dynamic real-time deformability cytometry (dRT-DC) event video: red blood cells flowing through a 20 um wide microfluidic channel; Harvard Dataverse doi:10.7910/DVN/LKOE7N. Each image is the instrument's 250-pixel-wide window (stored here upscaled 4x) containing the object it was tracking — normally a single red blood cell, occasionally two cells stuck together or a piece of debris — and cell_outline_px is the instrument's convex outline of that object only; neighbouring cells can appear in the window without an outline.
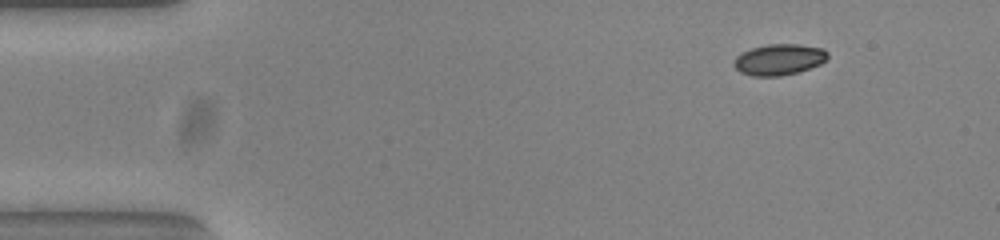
{"species": "common noctule bat (a hibernating species)", "species_latin": "Nyctalus noctula", "temperature_condition": "warm", "stored_images_in_passage": 49, "camera_frame_rate_fps": 3000, "um_per_image_px": 0.085, "animal": {"sex": "female", "body_mass_g": 23.0, "forearm_length_mm": 53.4}, "frame": {"image": 1, "passage_image": 1, "time_ms": 0.0, "image_size_px": [1000, 240], "cell_outline_px": [[828, 56], [820, 64], [796, 72], [780, 76], [752, 76], [740, 72], [732, 64], [736, 56], [752, 48], [768, 44], [796, 44], [824, 48], [828, 52]], "centroid_in_image_um": [66.2, 5.06], "position_along_channel_um": 18.8, "area_um2": 16.82}}
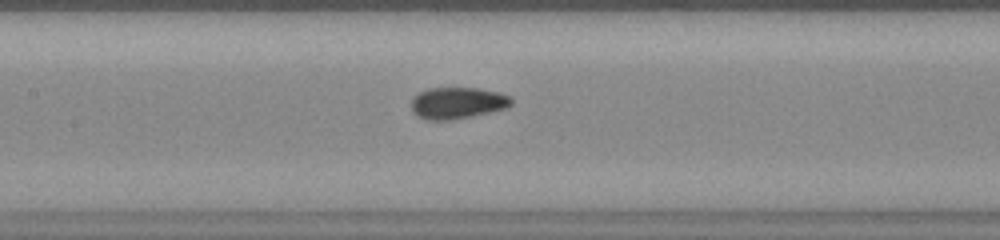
{"frame": {"image": 2, "passage_image": 20, "time_ms": 6.333, "image_size_px": [1000, 240], "cell_outline_px": [[512, 104], [504, 108], [472, 116], [452, 120], [428, 120], [416, 116], [412, 112], [412, 96], [428, 88], [480, 88], [500, 92], [512, 96]], "centroid_in_image_um": [38.87, 8.75], "position_along_channel_um": 168.5, "area_um2": 18.55}}
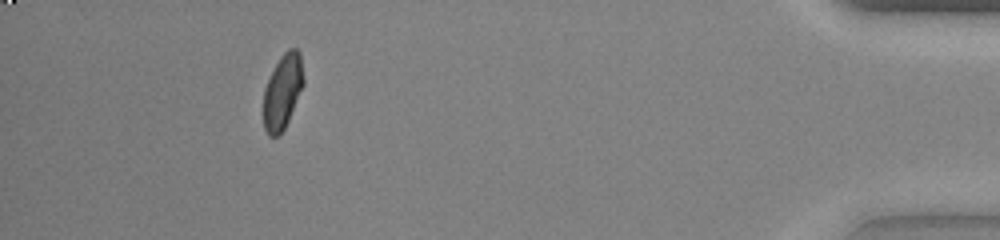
{"frame": {"image": 3, "passage_image": 44, "time_ms": 14.333, "image_size_px": [1000, 240], "cell_outline_px": [[304, 84], [288, 120], [280, 136], [268, 136], [264, 128], [264, 88], [280, 56], [288, 48], [296, 48], [300, 52], [304, 80]], "centroid_in_image_um": [24.03, 7.77], "position_along_channel_um": 411.2, "area_um2": 17.34}, "authors_computed_cell_mechanics": {"area_um2": 17.918, "velocity_mm_per_s": 3.8303, "shape_relaxation_time_tau1_ms": 11.3143, "shape_relaxation_time_tau2_ms": 0.8185, "deformation_change_tau1": 0.2506, "deformation_change_tau2": 0.0437}}